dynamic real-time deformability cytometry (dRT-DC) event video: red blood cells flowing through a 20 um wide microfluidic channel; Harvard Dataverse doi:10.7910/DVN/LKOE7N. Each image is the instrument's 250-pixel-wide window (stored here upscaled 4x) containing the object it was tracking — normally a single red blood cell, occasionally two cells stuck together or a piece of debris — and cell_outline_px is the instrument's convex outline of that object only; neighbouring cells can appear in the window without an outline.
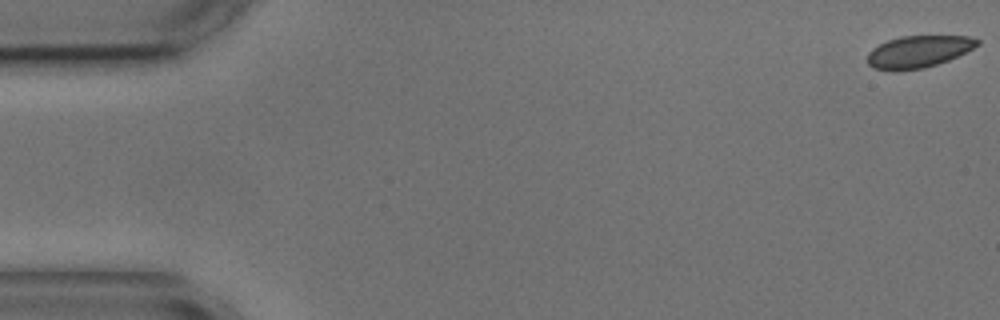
{"species": "common noctule bat (a hibernating species)", "species_latin": "Nyctalus noctula", "temperature_condition": "cold", "stored_images_in_passage": 4, "camera_frame_rate_fps": 3000, "um_per_image_px": 0.085, "animal": {"sex": "male", "body_mass_g": 17.9, "forearm_length_mm": 54.2}, "frame": {"image": 1, "passage_image": 1, "time_ms": 0.0, "image_size_px": [1000, 320], "cell_outline_px": [[980, 44], [948, 60], [924, 68], [892, 72], [872, 68], [868, 64], [868, 52], [872, 48], [888, 40], [900, 36], [968, 36], [980, 40]], "centroid_in_image_um": [78.02, 4.4], "position_along_channel_um": 7.0, "area_um2": 20.52}}
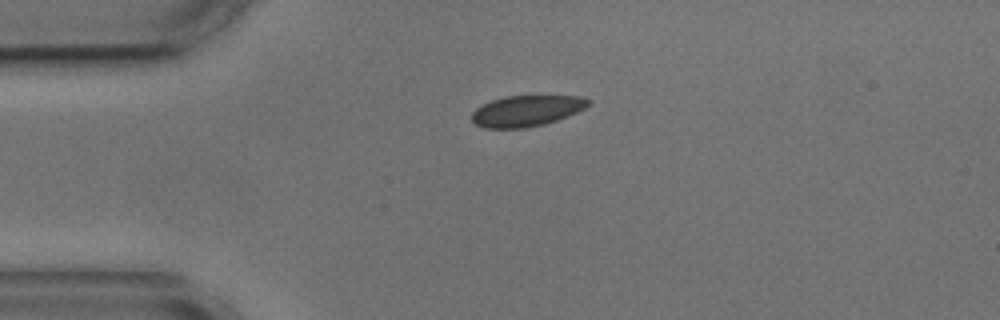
{"frame": {"image": 2, "passage_image": 4, "time_ms": 4.0, "image_size_px": [1000, 320], "cell_outline_px": [[592, 104], [568, 116], [544, 124], [524, 128], [484, 128], [476, 124], [472, 120], [472, 112], [476, 108], [492, 100], [504, 96], [580, 96], [592, 100]], "centroid_in_image_um": [44.78, 9.42], "position_along_channel_um": 40.2, "area_um2": 20.98}}